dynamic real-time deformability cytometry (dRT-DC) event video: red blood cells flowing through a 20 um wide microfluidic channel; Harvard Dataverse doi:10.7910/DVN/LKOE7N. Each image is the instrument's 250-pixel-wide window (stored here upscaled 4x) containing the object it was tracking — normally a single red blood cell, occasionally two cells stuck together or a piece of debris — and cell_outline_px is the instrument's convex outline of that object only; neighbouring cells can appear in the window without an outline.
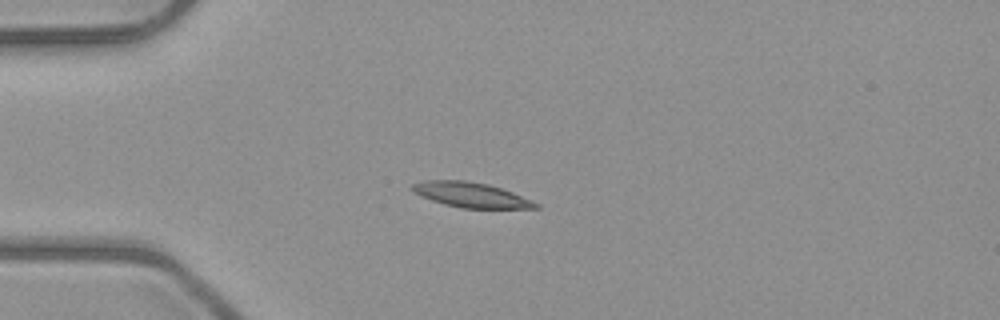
{"species": "common noctule bat (a hibernating species)", "species_latin": "Nyctalus noctula", "temperature_condition": "room temperature", "stored_images_in_passage": 3, "camera_frame_rate_fps": 3000, "um_per_image_px": 0.085, "animal": {"sex": "male", "body_mass_g": 23.1, "forearm_length_mm": 52.7}, "frame": {"image": 1, "passage_image": 1, "time_ms": 0.0, "image_size_px": [1000, 320], "cell_outline_px": [[540, 208], [460, 208], [444, 204], [420, 196], [412, 192], [412, 184], [428, 180], [464, 180], [488, 184], [512, 192], [532, 200], [540, 204]], "centroid_in_image_um": [40.03, 16.57], "position_along_channel_um": 45.0, "area_um2": 17.92}}
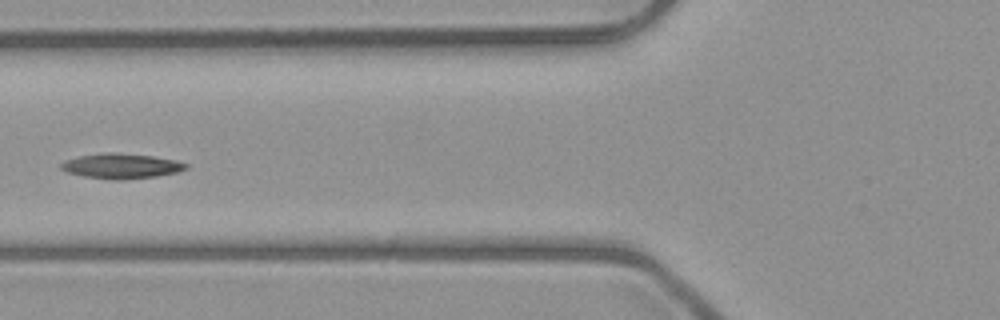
{"frame": {"image": 2, "passage_image": 3, "time_ms": 2.333, "image_size_px": [1000, 320], "cell_outline_px": [[188, 168], [176, 172], [156, 176], [124, 180], [112, 180], [84, 176], [68, 172], [60, 168], [60, 164], [64, 160], [80, 156], [104, 152], [112, 152], [152, 156], [176, 160], [188, 164]], "centroid_in_image_um": [10.3, 14.11], "position_along_channel_um": 115.5, "area_um2": 18.21}}